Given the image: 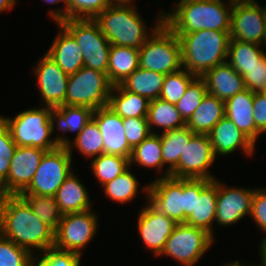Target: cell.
I'll return each instance as SVG.
<instances>
[{
  "instance_id": "6da1fadb",
  "label": "cell",
  "mask_w": 266,
  "mask_h": 266,
  "mask_svg": "<svg viewBox=\"0 0 266 266\" xmlns=\"http://www.w3.org/2000/svg\"><path fill=\"white\" fill-rule=\"evenodd\" d=\"M2 236L16 245L42 252L54 247L55 231L42 222L20 195H0Z\"/></svg>"
},
{
  "instance_id": "7a4b0ae2",
  "label": "cell",
  "mask_w": 266,
  "mask_h": 266,
  "mask_svg": "<svg viewBox=\"0 0 266 266\" xmlns=\"http://www.w3.org/2000/svg\"><path fill=\"white\" fill-rule=\"evenodd\" d=\"M226 1L180 0L172 11L163 13V23L174 33L230 31L234 2Z\"/></svg>"
},
{
  "instance_id": "3957f363",
  "label": "cell",
  "mask_w": 266,
  "mask_h": 266,
  "mask_svg": "<svg viewBox=\"0 0 266 266\" xmlns=\"http://www.w3.org/2000/svg\"><path fill=\"white\" fill-rule=\"evenodd\" d=\"M230 31L198 30L175 33L181 45L182 68L202 77L216 65L227 62Z\"/></svg>"
},
{
  "instance_id": "277c9868",
  "label": "cell",
  "mask_w": 266,
  "mask_h": 266,
  "mask_svg": "<svg viewBox=\"0 0 266 266\" xmlns=\"http://www.w3.org/2000/svg\"><path fill=\"white\" fill-rule=\"evenodd\" d=\"M130 4H112L94 20L111 45L127 46L140 50L144 42L163 23V13L156 18L154 27L148 32L147 25Z\"/></svg>"
},
{
  "instance_id": "5b68a950",
  "label": "cell",
  "mask_w": 266,
  "mask_h": 266,
  "mask_svg": "<svg viewBox=\"0 0 266 266\" xmlns=\"http://www.w3.org/2000/svg\"><path fill=\"white\" fill-rule=\"evenodd\" d=\"M52 107L30 108L18 113L14 118L0 115V120L9 129L17 146L37 147L46 151L66 147L71 140L63 134L52 136L50 119ZM53 138V139H52Z\"/></svg>"
},
{
  "instance_id": "8992f818",
  "label": "cell",
  "mask_w": 266,
  "mask_h": 266,
  "mask_svg": "<svg viewBox=\"0 0 266 266\" xmlns=\"http://www.w3.org/2000/svg\"><path fill=\"white\" fill-rule=\"evenodd\" d=\"M139 67L164 75L182 68L178 36L162 23L139 50Z\"/></svg>"
},
{
  "instance_id": "52a82bcc",
  "label": "cell",
  "mask_w": 266,
  "mask_h": 266,
  "mask_svg": "<svg viewBox=\"0 0 266 266\" xmlns=\"http://www.w3.org/2000/svg\"><path fill=\"white\" fill-rule=\"evenodd\" d=\"M81 49L84 67L107 74L111 44L94 19H68L59 22Z\"/></svg>"
},
{
  "instance_id": "ba28073f",
  "label": "cell",
  "mask_w": 266,
  "mask_h": 266,
  "mask_svg": "<svg viewBox=\"0 0 266 266\" xmlns=\"http://www.w3.org/2000/svg\"><path fill=\"white\" fill-rule=\"evenodd\" d=\"M113 86L106 73L83 66L68 77L65 105L93 110L107 106Z\"/></svg>"
},
{
  "instance_id": "9c48e42d",
  "label": "cell",
  "mask_w": 266,
  "mask_h": 266,
  "mask_svg": "<svg viewBox=\"0 0 266 266\" xmlns=\"http://www.w3.org/2000/svg\"><path fill=\"white\" fill-rule=\"evenodd\" d=\"M72 155L67 147L46 151L33 179L20 195L54 196L65 179L72 174Z\"/></svg>"
},
{
  "instance_id": "30bf717a",
  "label": "cell",
  "mask_w": 266,
  "mask_h": 266,
  "mask_svg": "<svg viewBox=\"0 0 266 266\" xmlns=\"http://www.w3.org/2000/svg\"><path fill=\"white\" fill-rule=\"evenodd\" d=\"M214 239L204 229L178 223L160 255L171 257L183 266H194L212 246Z\"/></svg>"
},
{
  "instance_id": "8fae6325",
  "label": "cell",
  "mask_w": 266,
  "mask_h": 266,
  "mask_svg": "<svg viewBox=\"0 0 266 266\" xmlns=\"http://www.w3.org/2000/svg\"><path fill=\"white\" fill-rule=\"evenodd\" d=\"M98 226V216L92 209L64 214L55 231L54 247L82 255V250L96 235Z\"/></svg>"
},
{
  "instance_id": "7c38bea8",
  "label": "cell",
  "mask_w": 266,
  "mask_h": 266,
  "mask_svg": "<svg viewBox=\"0 0 266 266\" xmlns=\"http://www.w3.org/2000/svg\"><path fill=\"white\" fill-rule=\"evenodd\" d=\"M216 157L208 134L194 133L179 158L178 165L170 172L174 178L214 180L209 170Z\"/></svg>"
},
{
  "instance_id": "4fadbf2b",
  "label": "cell",
  "mask_w": 266,
  "mask_h": 266,
  "mask_svg": "<svg viewBox=\"0 0 266 266\" xmlns=\"http://www.w3.org/2000/svg\"><path fill=\"white\" fill-rule=\"evenodd\" d=\"M266 5L255 1H236L233 5L230 39L262 45Z\"/></svg>"
},
{
  "instance_id": "5bb4252c",
  "label": "cell",
  "mask_w": 266,
  "mask_h": 266,
  "mask_svg": "<svg viewBox=\"0 0 266 266\" xmlns=\"http://www.w3.org/2000/svg\"><path fill=\"white\" fill-rule=\"evenodd\" d=\"M145 185L141 191L146 193L148 203L138 215V231L145 247L152 250L154 256H160L177 223L148 201L149 184Z\"/></svg>"
},
{
  "instance_id": "9a60e30c",
  "label": "cell",
  "mask_w": 266,
  "mask_h": 266,
  "mask_svg": "<svg viewBox=\"0 0 266 266\" xmlns=\"http://www.w3.org/2000/svg\"><path fill=\"white\" fill-rule=\"evenodd\" d=\"M45 152L37 147L17 146L7 179L0 185V195H20L31 183Z\"/></svg>"
},
{
  "instance_id": "2e32d148",
  "label": "cell",
  "mask_w": 266,
  "mask_h": 266,
  "mask_svg": "<svg viewBox=\"0 0 266 266\" xmlns=\"http://www.w3.org/2000/svg\"><path fill=\"white\" fill-rule=\"evenodd\" d=\"M148 201L177 224L185 223L183 178L157 177L149 183Z\"/></svg>"
},
{
  "instance_id": "e0dca14e",
  "label": "cell",
  "mask_w": 266,
  "mask_h": 266,
  "mask_svg": "<svg viewBox=\"0 0 266 266\" xmlns=\"http://www.w3.org/2000/svg\"><path fill=\"white\" fill-rule=\"evenodd\" d=\"M34 74L42 98L40 103L43 102L41 106L55 108L65 105L69 75L47 54L35 65Z\"/></svg>"
},
{
  "instance_id": "ac0fdd59",
  "label": "cell",
  "mask_w": 266,
  "mask_h": 266,
  "mask_svg": "<svg viewBox=\"0 0 266 266\" xmlns=\"http://www.w3.org/2000/svg\"><path fill=\"white\" fill-rule=\"evenodd\" d=\"M254 189L227 187L217 179V210L215 222L221 226L236 224L250 216Z\"/></svg>"
},
{
  "instance_id": "d6986e66",
  "label": "cell",
  "mask_w": 266,
  "mask_h": 266,
  "mask_svg": "<svg viewBox=\"0 0 266 266\" xmlns=\"http://www.w3.org/2000/svg\"><path fill=\"white\" fill-rule=\"evenodd\" d=\"M92 118L102 134L104 153L129 159L132 148L127 141L122 118L108 106L94 110Z\"/></svg>"
},
{
  "instance_id": "ffe728a7",
  "label": "cell",
  "mask_w": 266,
  "mask_h": 266,
  "mask_svg": "<svg viewBox=\"0 0 266 266\" xmlns=\"http://www.w3.org/2000/svg\"><path fill=\"white\" fill-rule=\"evenodd\" d=\"M208 136L215 157L232 154L237 149L249 157L255 151V144L226 116L212 128Z\"/></svg>"
},
{
  "instance_id": "44dd1931",
  "label": "cell",
  "mask_w": 266,
  "mask_h": 266,
  "mask_svg": "<svg viewBox=\"0 0 266 266\" xmlns=\"http://www.w3.org/2000/svg\"><path fill=\"white\" fill-rule=\"evenodd\" d=\"M202 78L206 83L208 93L222 101L246 89L242 75L227 62L208 70Z\"/></svg>"
},
{
  "instance_id": "7402d4cb",
  "label": "cell",
  "mask_w": 266,
  "mask_h": 266,
  "mask_svg": "<svg viewBox=\"0 0 266 266\" xmlns=\"http://www.w3.org/2000/svg\"><path fill=\"white\" fill-rule=\"evenodd\" d=\"M254 92L245 89L225 101V116L254 144L262 133L256 128L253 107Z\"/></svg>"
},
{
  "instance_id": "603a6c76",
  "label": "cell",
  "mask_w": 266,
  "mask_h": 266,
  "mask_svg": "<svg viewBox=\"0 0 266 266\" xmlns=\"http://www.w3.org/2000/svg\"><path fill=\"white\" fill-rule=\"evenodd\" d=\"M59 33L46 54L68 75L84 66L81 49L74 37L60 24Z\"/></svg>"
},
{
  "instance_id": "cb8c5ba5",
  "label": "cell",
  "mask_w": 266,
  "mask_h": 266,
  "mask_svg": "<svg viewBox=\"0 0 266 266\" xmlns=\"http://www.w3.org/2000/svg\"><path fill=\"white\" fill-rule=\"evenodd\" d=\"M74 171L58 188L54 198L62 215L92 209L89 193Z\"/></svg>"
},
{
  "instance_id": "d4e9b609",
  "label": "cell",
  "mask_w": 266,
  "mask_h": 266,
  "mask_svg": "<svg viewBox=\"0 0 266 266\" xmlns=\"http://www.w3.org/2000/svg\"><path fill=\"white\" fill-rule=\"evenodd\" d=\"M217 210V179L211 180L200 192L195 194L193 212L186 218L185 223L206 230L212 236L213 222Z\"/></svg>"
},
{
  "instance_id": "484cf974",
  "label": "cell",
  "mask_w": 266,
  "mask_h": 266,
  "mask_svg": "<svg viewBox=\"0 0 266 266\" xmlns=\"http://www.w3.org/2000/svg\"><path fill=\"white\" fill-rule=\"evenodd\" d=\"M225 116V101L207 92L186 126L193 132L208 134Z\"/></svg>"
},
{
  "instance_id": "4316f807",
  "label": "cell",
  "mask_w": 266,
  "mask_h": 266,
  "mask_svg": "<svg viewBox=\"0 0 266 266\" xmlns=\"http://www.w3.org/2000/svg\"><path fill=\"white\" fill-rule=\"evenodd\" d=\"M149 102L118 84L113 86L107 106L121 118H147Z\"/></svg>"
},
{
  "instance_id": "83f0119b",
  "label": "cell",
  "mask_w": 266,
  "mask_h": 266,
  "mask_svg": "<svg viewBox=\"0 0 266 266\" xmlns=\"http://www.w3.org/2000/svg\"><path fill=\"white\" fill-rule=\"evenodd\" d=\"M93 112L92 108L83 106L62 105L52 108L50 113L52 132L55 131L56 125L60 132H76L75 137H77L92 119Z\"/></svg>"
},
{
  "instance_id": "f1b7e54d",
  "label": "cell",
  "mask_w": 266,
  "mask_h": 266,
  "mask_svg": "<svg viewBox=\"0 0 266 266\" xmlns=\"http://www.w3.org/2000/svg\"><path fill=\"white\" fill-rule=\"evenodd\" d=\"M138 67V49L111 45L107 75L113 85L121 84Z\"/></svg>"
},
{
  "instance_id": "f546056e",
  "label": "cell",
  "mask_w": 266,
  "mask_h": 266,
  "mask_svg": "<svg viewBox=\"0 0 266 266\" xmlns=\"http://www.w3.org/2000/svg\"><path fill=\"white\" fill-rule=\"evenodd\" d=\"M164 78V74L138 67L120 85L151 101L160 97Z\"/></svg>"
},
{
  "instance_id": "4dcf8cb0",
  "label": "cell",
  "mask_w": 266,
  "mask_h": 266,
  "mask_svg": "<svg viewBox=\"0 0 266 266\" xmlns=\"http://www.w3.org/2000/svg\"><path fill=\"white\" fill-rule=\"evenodd\" d=\"M147 121L151 133H157L153 127L162 128L161 133H163L186 126V122L181 117L176 106L160 98L149 102Z\"/></svg>"
},
{
  "instance_id": "1f68e13d",
  "label": "cell",
  "mask_w": 266,
  "mask_h": 266,
  "mask_svg": "<svg viewBox=\"0 0 266 266\" xmlns=\"http://www.w3.org/2000/svg\"><path fill=\"white\" fill-rule=\"evenodd\" d=\"M194 133L187 127L174 129L163 132L161 135L162 142V160L165 168V174L160 177L170 176V172L178 165L179 158Z\"/></svg>"
},
{
  "instance_id": "d6a6232c",
  "label": "cell",
  "mask_w": 266,
  "mask_h": 266,
  "mask_svg": "<svg viewBox=\"0 0 266 266\" xmlns=\"http://www.w3.org/2000/svg\"><path fill=\"white\" fill-rule=\"evenodd\" d=\"M261 45L241 40L230 39L227 63L230 64L239 74H247V69L259 63V60L266 54L260 49Z\"/></svg>"
},
{
  "instance_id": "836d02e7",
  "label": "cell",
  "mask_w": 266,
  "mask_h": 266,
  "mask_svg": "<svg viewBox=\"0 0 266 266\" xmlns=\"http://www.w3.org/2000/svg\"><path fill=\"white\" fill-rule=\"evenodd\" d=\"M130 167L136 164L142 167L155 168L161 172L165 167L162 160V142L160 133H152L139 145L134 147L129 158Z\"/></svg>"
},
{
  "instance_id": "e575fe53",
  "label": "cell",
  "mask_w": 266,
  "mask_h": 266,
  "mask_svg": "<svg viewBox=\"0 0 266 266\" xmlns=\"http://www.w3.org/2000/svg\"><path fill=\"white\" fill-rule=\"evenodd\" d=\"M73 146L79 153L90 159L104 153L103 137L93 118L84 126L73 142L71 141L66 146L71 155Z\"/></svg>"
},
{
  "instance_id": "d590c367",
  "label": "cell",
  "mask_w": 266,
  "mask_h": 266,
  "mask_svg": "<svg viewBox=\"0 0 266 266\" xmlns=\"http://www.w3.org/2000/svg\"><path fill=\"white\" fill-rule=\"evenodd\" d=\"M129 168L130 162L127 157L105 153L92 158L90 164V169L101 186L123 174Z\"/></svg>"
},
{
  "instance_id": "8d00e7d4",
  "label": "cell",
  "mask_w": 266,
  "mask_h": 266,
  "mask_svg": "<svg viewBox=\"0 0 266 266\" xmlns=\"http://www.w3.org/2000/svg\"><path fill=\"white\" fill-rule=\"evenodd\" d=\"M139 182L129 168L123 174L117 176L112 181L107 182L102 187L105 195L111 200L119 203H127L133 201L137 196Z\"/></svg>"
},
{
  "instance_id": "74e56055",
  "label": "cell",
  "mask_w": 266,
  "mask_h": 266,
  "mask_svg": "<svg viewBox=\"0 0 266 266\" xmlns=\"http://www.w3.org/2000/svg\"><path fill=\"white\" fill-rule=\"evenodd\" d=\"M31 207L35 215L54 231L57 230L62 214L54 196L20 195Z\"/></svg>"
},
{
  "instance_id": "f35d334b",
  "label": "cell",
  "mask_w": 266,
  "mask_h": 266,
  "mask_svg": "<svg viewBox=\"0 0 266 266\" xmlns=\"http://www.w3.org/2000/svg\"><path fill=\"white\" fill-rule=\"evenodd\" d=\"M196 76L187 70H180L165 75L160 99L176 104L184 95L187 86Z\"/></svg>"
},
{
  "instance_id": "ab89813d",
  "label": "cell",
  "mask_w": 266,
  "mask_h": 266,
  "mask_svg": "<svg viewBox=\"0 0 266 266\" xmlns=\"http://www.w3.org/2000/svg\"><path fill=\"white\" fill-rule=\"evenodd\" d=\"M207 92L206 83L202 77L196 76L187 86L184 95L175 104L185 122L190 119Z\"/></svg>"
},
{
  "instance_id": "60d3db41",
  "label": "cell",
  "mask_w": 266,
  "mask_h": 266,
  "mask_svg": "<svg viewBox=\"0 0 266 266\" xmlns=\"http://www.w3.org/2000/svg\"><path fill=\"white\" fill-rule=\"evenodd\" d=\"M110 5L109 0H67L66 20L95 19Z\"/></svg>"
},
{
  "instance_id": "b9f144b4",
  "label": "cell",
  "mask_w": 266,
  "mask_h": 266,
  "mask_svg": "<svg viewBox=\"0 0 266 266\" xmlns=\"http://www.w3.org/2000/svg\"><path fill=\"white\" fill-rule=\"evenodd\" d=\"M33 254L0 236V266H32Z\"/></svg>"
},
{
  "instance_id": "7bdbcfd3",
  "label": "cell",
  "mask_w": 266,
  "mask_h": 266,
  "mask_svg": "<svg viewBox=\"0 0 266 266\" xmlns=\"http://www.w3.org/2000/svg\"><path fill=\"white\" fill-rule=\"evenodd\" d=\"M40 254L42 256L40 259L33 255L32 266H80L82 256L55 247H51Z\"/></svg>"
},
{
  "instance_id": "ee69618b",
  "label": "cell",
  "mask_w": 266,
  "mask_h": 266,
  "mask_svg": "<svg viewBox=\"0 0 266 266\" xmlns=\"http://www.w3.org/2000/svg\"><path fill=\"white\" fill-rule=\"evenodd\" d=\"M16 147L17 145L13 141L9 129L0 120V185L7 179L11 158Z\"/></svg>"
},
{
  "instance_id": "f6af8a7d",
  "label": "cell",
  "mask_w": 266,
  "mask_h": 266,
  "mask_svg": "<svg viewBox=\"0 0 266 266\" xmlns=\"http://www.w3.org/2000/svg\"><path fill=\"white\" fill-rule=\"evenodd\" d=\"M129 146L133 149L151 133L147 118H122Z\"/></svg>"
},
{
  "instance_id": "bcb514c9",
  "label": "cell",
  "mask_w": 266,
  "mask_h": 266,
  "mask_svg": "<svg viewBox=\"0 0 266 266\" xmlns=\"http://www.w3.org/2000/svg\"><path fill=\"white\" fill-rule=\"evenodd\" d=\"M250 217L258 225L257 227L266 234V188L255 189ZM260 243L259 249L266 244V236Z\"/></svg>"
},
{
  "instance_id": "7dc6e473",
  "label": "cell",
  "mask_w": 266,
  "mask_h": 266,
  "mask_svg": "<svg viewBox=\"0 0 266 266\" xmlns=\"http://www.w3.org/2000/svg\"><path fill=\"white\" fill-rule=\"evenodd\" d=\"M246 89L251 92H261L266 86V54L251 68L247 74H242Z\"/></svg>"
},
{
  "instance_id": "c3c4849f",
  "label": "cell",
  "mask_w": 266,
  "mask_h": 266,
  "mask_svg": "<svg viewBox=\"0 0 266 266\" xmlns=\"http://www.w3.org/2000/svg\"><path fill=\"white\" fill-rule=\"evenodd\" d=\"M208 179L183 178V195L185 202V220L193 212L195 204V194H200L201 190L210 182Z\"/></svg>"
},
{
  "instance_id": "681fc988",
  "label": "cell",
  "mask_w": 266,
  "mask_h": 266,
  "mask_svg": "<svg viewBox=\"0 0 266 266\" xmlns=\"http://www.w3.org/2000/svg\"><path fill=\"white\" fill-rule=\"evenodd\" d=\"M254 121L256 128L261 132H266V96L261 92H255L253 98Z\"/></svg>"
},
{
  "instance_id": "f907efd6",
  "label": "cell",
  "mask_w": 266,
  "mask_h": 266,
  "mask_svg": "<svg viewBox=\"0 0 266 266\" xmlns=\"http://www.w3.org/2000/svg\"><path fill=\"white\" fill-rule=\"evenodd\" d=\"M48 4H58L60 2H64V6L60 9L57 8V10L55 9H51L49 11V15L52 18V20L55 21V23H59L62 20H66V6H67V0H42Z\"/></svg>"
},
{
  "instance_id": "816d5d0a",
  "label": "cell",
  "mask_w": 266,
  "mask_h": 266,
  "mask_svg": "<svg viewBox=\"0 0 266 266\" xmlns=\"http://www.w3.org/2000/svg\"><path fill=\"white\" fill-rule=\"evenodd\" d=\"M259 253H260V264L256 265V266H266V255L259 249ZM223 266H247V265H243L242 262L240 263L238 260L234 261V262H228L227 264L223 265ZM248 266H252V265H248ZM255 266V265H253Z\"/></svg>"
},
{
  "instance_id": "f5cc1de1",
  "label": "cell",
  "mask_w": 266,
  "mask_h": 266,
  "mask_svg": "<svg viewBox=\"0 0 266 266\" xmlns=\"http://www.w3.org/2000/svg\"><path fill=\"white\" fill-rule=\"evenodd\" d=\"M16 4V0H0V13L11 10Z\"/></svg>"
},
{
  "instance_id": "db71d44e",
  "label": "cell",
  "mask_w": 266,
  "mask_h": 266,
  "mask_svg": "<svg viewBox=\"0 0 266 266\" xmlns=\"http://www.w3.org/2000/svg\"><path fill=\"white\" fill-rule=\"evenodd\" d=\"M112 4H130L132 0H109Z\"/></svg>"
},
{
  "instance_id": "11a10c76",
  "label": "cell",
  "mask_w": 266,
  "mask_h": 266,
  "mask_svg": "<svg viewBox=\"0 0 266 266\" xmlns=\"http://www.w3.org/2000/svg\"><path fill=\"white\" fill-rule=\"evenodd\" d=\"M263 45H265V47H266V18H265V29H264V36H263L262 46Z\"/></svg>"
},
{
  "instance_id": "9f6ffc18",
  "label": "cell",
  "mask_w": 266,
  "mask_h": 266,
  "mask_svg": "<svg viewBox=\"0 0 266 266\" xmlns=\"http://www.w3.org/2000/svg\"><path fill=\"white\" fill-rule=\"evenodd\" d=\"M260 250L266 255V244Z\"/></svg>"
},
{
  "instance_id": "6f0895ef",
  "label": "cell",
  "mask_w": 266,
  "mask_h": 266,
  "mask_svg": "<svg viewBox=\"0 0 266 266\" xmlns=\"http://www.w3.org/2000/svg\"><path fill=\"white\" fill-rule=\"evenodd\" d=\"M261 93L266 96V86L263 88V90L261 91Z\"/></svg>"
},
{
  "instance_id": "680465c9",
  "label": "cell",
  "mask_w": 266,
  "mask_h": 266,
  "mask_svg": "<svg viewBox=\"0 0 266 266\" xmlns=\"http://www.w3.org/2000/svg\"><path fill=\"white\" fill-rule=\"evenodd\" d=\"M230 1L236 2V1H255V0H230Z\"/></svg>"
},
{
  "instance_id": "91938a15",
  "label": "cell",
  "mask_w": 266,
  "mask_h": 266,
  "mask_svg": "<svg viewBox=\"0 0 266 266\" xmlns=\"http://www.w3.org/2000/svg\"><path fill=\"white\" fill-rule=\"evenodd\" d=\"M2 235V228H1V215H0V236Z\"/></svg>"
}]
</instances>
